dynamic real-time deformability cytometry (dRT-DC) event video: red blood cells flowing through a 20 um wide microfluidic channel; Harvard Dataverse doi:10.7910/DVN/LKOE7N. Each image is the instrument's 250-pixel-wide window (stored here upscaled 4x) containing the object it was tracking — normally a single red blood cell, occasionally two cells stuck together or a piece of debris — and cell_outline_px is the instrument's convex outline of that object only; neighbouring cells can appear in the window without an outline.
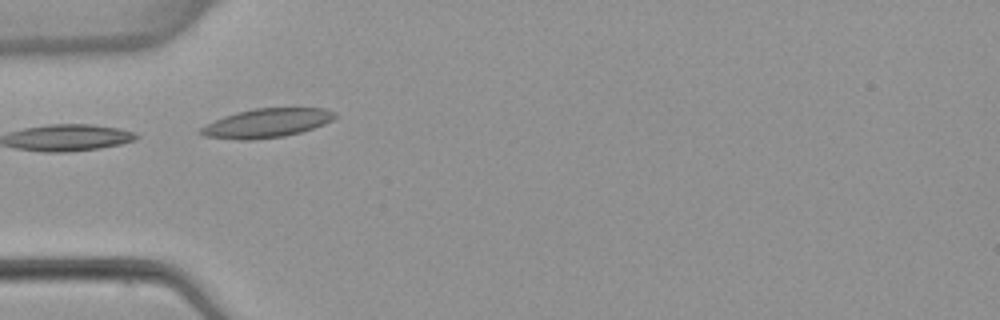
{"species": "common noctule bat (a hibernating species)", "species_latin": "Nyctalus noctula", "temperature_condition": "warm", "stored_images_in_passage": 2, "camera_frame_rate_fps": 3000, "um_per_image_px": 0.085, "animal": {"sex": "female", "body_mass_g": 22.7, "forearm_length_mm": 54.2}, "frame": {"image": 1, "passage_image": 1, "time_ms": 0.0, "image_size_px": [1000, 320], "cell_outline_px": [[336, 116], [332, 120], [324, 124], [300, 132], [284, 136], [252, 140], [236, 140], [204, 136], [196, 132], [200, 128], [224, 116], [236, 112], [256, 108], [324, 108], [336, 112]], "centroid_in_image_um": [22.65, 10.46], "position_along_channel_um": 62.3, "area_um2": 22.6}}
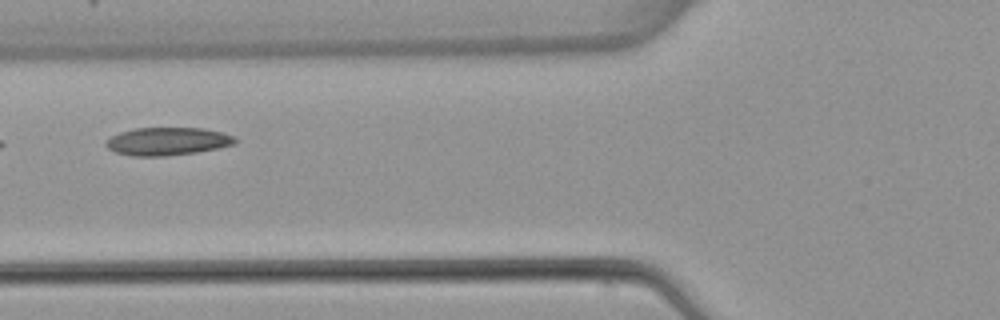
{"frame": {"image": 2, "passage_image": 2, "time_ms": 1.333, "image_size_px": [1000, 320], "cell_outline_px": [[236, 140], [232, 144], [216, 148], [196, 152], [168, 156], [132, 156], [116, 152], [108, 148], [104, 144], [112, 136], [120, 132], [136, 128], [204, 128], [236, 136]], "centroid_in_image_um": [14.22, 12.01], "position_along_channel_um": 111.6, "area_um2": 20.81}}